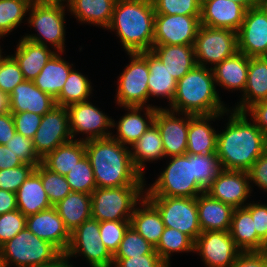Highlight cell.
Listing matches in <instances>:
<instances>
[{"label":"cell","mask_w":267,"mask_h":267,"mask_svg":"<svg viewBox=\"0 0 267 267\" xmlns=\"http://www.w3.org/2000/svg\"><path fill=\"white\" fill-rule=\"evenodd\" d=\"M195 181L206 191L222 170L217 154L194 155Z\"/></svg>","instance_id":"ee69618b"},{"label":"cell","mask_w":267,"mask_h":267,"mask_svg":"<svg viewBox=\"0 0 267 267\" xmlns=\"http://www.w3.org/2000/svg\"><path fill=\"white\" fill-rule=\"evenodd\" d=\"M66 258L81 257L89 267H113V255L101 240L100 222L92 217L70 233Z\"/></svg>","instance_id":"30bf717a"},{"label":"cell","mask_w":267,"mask_h":267,"mask_svg":"<svg viewBox=\"0 0 267 267\" xmlns=\"http://www.w3.org/2000/svg\"><path fill=\"white\" fill-rule=\"evenodd\" d=\"M5 267H32L55 261L62 253L27 227L0 247Z\"/></svg>","instance_id":"ba28073f"},{"label":"cell","mask_w":267,"mask_h":267,"mask_svg":"<svg viewBox=\"0 0 267 267\" xmlns=\"http://www.w3.org/2000/svg\"><path fill=\"white\" fill-rule=\"evenodd\" d=\"M68 7L63 4L32 2L26 19L28 27L37 33H26L22 38L36 44L53 48L55 52L66 50V20L65 11Z\"/></svg>","instance_id":"5b68a950"},{"label":"cell","mask_w":267,"mask_h":267,"mask_svg":"<svg viewBox=\"0 0 267 267\" xmlns=\"http://www.w3.org/2000/svg\"><path fill=\"white\" fill-rule=\"evenodd\" d=\"M155 11L152 0H117L106 30L114 32L125 53L153 48Z\"/></svg>","instance_id":"3957f363"},{"label":"cell","mask_w":267,"mask_h":267,"mask_svg":"<svg viewBox=\"0 0 267 267\" xmlns=\"http://www.w3.org/2000/svg\"><path fill=\"white\" fill-rule=\"evenodd\" d=\"M267 250L241 252L230 267H266Z\"/></svg>","instance_id":"6f0895ef"},{"label":"cell","mask_w":267,"mask_h":267,"mask_svg":"<svg viewBox=\"0 0 267 267\" xmlns=\"http://www.w3.org/2000/svg\"><path fill=\"white\" fill-rule=\"evenodd\" d=\"M54 207L71 233L85 220L91 218V194L71 191Z\"/></svg>","instance_id":"d590c367"},{"label":"cell","mask_w":267,"mask_h":267,"mask_svg":"<svg viewBox=\"0 0 267 267\" xmlns=\"http://www.w3.org/2000/svg\"><path fill=\"white\" fill-rule=\"evenodd\" d=\"M237 41L238 52L248 57L267 55V13L259 4L246 11Z\"/></svg>","instance_id":"ac0fdd59"},{"label":"cell","mask_w":267,"mask_h":267,"mask_svg":"<svg viewBox=\"0 0 267 267\" xmlns=\"http://www.w3.org/2000/svg\"><path fill=\"white\" fill-rule=\"evenodd\" d=\"M62 52H56L42 68L39 75L33 80L34 84L46 94L56 99L69 73L73 67V63H69L62 57Z\"/></svg>","instance_id":"e575fe53"},{"label":"cell","mask_w":267,"mask_h":267,"mask_svg":"<svg viewBox=\"0 0 267 267\" xmlns=\"http://www.w3.org/2000/svg\"><path fill=\"white\" fill-rule=\"evenodd\" d=\"M85 155V142L71 140L55 148L42 159V164L50 171L65 176Z\"/></svg>","instance_id":"74e56055"},{"label":"cell","mask_w":267,"mask_h":267,"mask_svg":"<svg viewBox=\"0 0 267 267\" xmlns=\"http://www.w3.org/2000/svg\"><path fill=\"white\" fill-rule=\"evenodd\" d=\"M258 4L263 8V10L267 13V0H258Z\"/></svg>","instance_id":"a7ac6f4b"},{"label":"cell","mask_w":267,"mask_h":267,"mask_svg":"<svg viewBox=\"0 0 267 267\" xmlns=\"http://www.w3.org/2000/svg\"><path fill=\"white\" fill-rule=\"evenodd\" d=\"M117 0H72L68 5V12L80 24H93V26L106 29L112 19Z\"/></svg>","instance_id":"d6a6232c"},{"label":"cell","mask_w":267,"mask_h":267,"mask_svg":"<svg viewBox=\"0 0 267 267\" xmlns=\"http://www.w3.org/2000/svg\"><path fill=\"white\" fill-rule=\"evenodd\" d=\"M26 218L18 209L0 215V247L26 227Z\"/></svg>","instance_id":"816d5d0a"},{"label":"cell","mask_w":267,"mask_h":267,"mask_svg":"<svg viewBox=\"0 0 267 267\" xmlns=\"http://www.w3.org/2000/svg\"><path fill=\"white\" fill-rule=\"evenodd\" d=\"M224 115L228 117L225 129L217 135L216 154L221 168L248 172L267 150V136L245 112L230 108Z\"/></svg>","instance_id":"6da1fadb"},{"label":"cell","mask_w":267,"mask_h":267,"mask_svg":"<svg viewBox=\"0 0 267 267\" xmlns=\"http://www.w3.org/2000/svg\"><path fill=\"white\" fill-rule=\"evenodd\" d=\"M145 254H158L155 247L129 226L113 258H130Z\"/></svg>","instance_id":"7bdbcfd3"},{"label":"cell","mask_w":267,"mask_h":267,"mask_svg":"<svg viewBox=\"0 0 267 267\" xmlns=\"http://www.w3.org/2000/svg\"><path fill=\"white\" fill-rule=\"evenodd\" d=\"M150 51L177 81L197 65L194 45H153Z\"/></svg>","instance_id":"f1b7e54d"},{"label":"cell","mask_w":267,"mask_h":267,"mask_svg":"<svg viewBox=\"0 0 267 267\" xmlns=\"http://www.w3.org/2000/svg\"><path fill=\"white\" fill-rule=\"evenodd\" d=\"M72 0H47V3L68 5Z\"/></svg>","instance_id":"003e7915"},{"label":"cell","mask_w":267,"mask_h":267,"mask_svg":"<svg viewBox=\"0 0 267 267\" xmlns=\"http://www.w3.org/2000/svg\"><path fill=\"white\" fill-rule=\"evenodd\" d=\"M73 265L74 264L72 261H69L64 254H61L55 261L51 263L44 264V265H36L32 267H77Z\"/></svg>","instance_id":"be15d7a7"},{"label":"cell","mask_w":267,"mask_h":267,"mask_svg":"<svg viewBox=\"0 0 267 267\" xmlns=\"http://www.w3.org/2000/svg\"><path fill=\"white\" fill-rule=\"evenodd\" d=\"M262 100H267V57H249L246 86L239 102L232 106V110L244 112Z\"/></svg>","instance_id":"d4e9b609"},{"label":"cell","mask_w":267,"mask_h":267,"mask_svg":"<svg viewBox=\"0 0 267 267\" xmlns=\"http://www.w3.org/2000/svg\"><path fill=\"white\" fill-rule=\"evenodd\" d=\"M11 56L18 63L24 80L33 81L56 53L52 48L28 41L21 37Z\"/></svg>","instance_id":"4316f807"},{"label":"cell","mask_w":267,"mask_h":267,"mask_svg":"<svg viewBox=\"0 0 267 267\" xmlns=\"http://www.w3.org/2000/svg\"><path fill=\"white\" fill-rule=\"evenodd\" d=\"M16 198L18 210L26 217L52 207L40 178V164L20 186Z\"/></svg>","instance_id":"f546056e"},{"label":"cell","mask_w":267,"mask_h":267,"mask_svg":"<svg viewBox=\"0 0 267 267\" xmlns=\"http://www.w3.org/2000/svg\"><path fill=\"white\" fill-rule=\"evenodd\" d=\"M149 68V101L151 98L167 99L168 107L176 94L177 80L172 77L165 65L151 52L148 51Z\"/></svg>","instance_id":"8d00e7d4"},{"label":"cell","mask_w":267,"mask_h":267,"mask_svg":"<svg viewBox=\"0 0 267 267\" xmlns=\"http://www.w3.org/2000/svg\"><path fill=\"white\" fill-rule=\"evenodd\" d=\"M120 108H124L127 112L118 121L112 119V131L115 128L117 132L112 133L111 136L122 145L131 147L154 123L157 108H162V105Z\"/></svg>","instance_id":"ffe728a7"},{"label":"cell","mask_w":267,"mask_h":267,"mask_svg":"<svg viewBox=\"0 0 267 267\" xmlns=\"http://www.w3.org/2000/svg\"><path fill=\"white\" fill-rule=\"evenodd\" d=\"M10 112V97L0 90V114Z\"/></svg>","instance_id":"e7e4bbea"},{"label":"cell","mask_w":267,"mask_h":267,"mask_svg":"<svg viewBox=\"0 0 267 267\" xmlns=\"http://www.w3.org/2000/svg\"><path fill=\"white\" fill-rule=\"evenodd\" d=\"M232 1L244 6L247 10L249 8H252L258 5V0H232Z\"/></svg>","instance_id":"03108f58"},{"label":"cell","mask_w":267,"mask_h":267,"mask_svg":"<svg viewBox=\"0 0 267 267\" xmlns=\"http://www.w3.org/2000/svg\"><path fill=\"white\" fill-rule=\"evenodd\" d=\"M32 140L35 152L41 160L58 146L73 140L67 108L56 105L45 113Z\"/></svg>","instance_id":"5bb4252c"},{"label":"cell","mask_w":267,"mask_h":267,"mask_svg":"<svg viewBox=\"0 0 267 267\" xmlns=\"http://www.w3.org/2000/svg\"><path fill=\"white\" fill-rule=\"evenodd\" d=\"M205 192L233 208L245 207L252 194L249 173L222 169Z\"/></svg>","instance_id":"d6986e66"},{"label":"cell","mask_w":267,"mask_h":267,"mask_svg":"<svg viewBox=\"0 0 267 267\" xmlns=\"http://www.w3.org/2000/svg\"><path fill=\"white\" fill-rule=\"evenodd\" d=\"M155 14L201 16L202 0H152Z\"/></svg>","instance_id":"bcb514c9"},{"label":"cell","mask_w":267,"mask_h":267,"mask_svg":"<svg viewBox=\"0 0 267 267\" xmlns=\"http://www.w3.org/2000/svg\"><path fill=\"white\" fill-rule=\"evenodd\" d=\"M201 231H229L234 208L206 192L196 197Z\"/></svg>","instance_id":"484cf974"},{"label":"cell","mask_w":267,"mask_h":267,"mask_svg":"<svg viewBox=\"0 0 267 267\" xmlns=\"http://www.w3.org/2000/svg\"><path fill=\"white\" fill-rule=\"evenodd\" d=\"M241 252L229 231L202 232L194 244L205 267H230Z\"/></svg>","instance_id":"9a60e30c"},{"label":"cell","mask_w":267,"mask_h":267,"mask_svg":"<svg viewBox=\"0 0 267 267\" xmlns=\"http://www.w3.org/2000/svg\"><path fill=\"white\" fill-rule=\"evenodd\" d=\"M31 2H41V1H43V2H47V0H30Z\"/></svg>","instance_id":"2644e50d"},{"label":"cell","mask_w":267,"mask_h":267,"mask_svg":"<svg viewBox=\"0 0 267 267\" xmlns=\"http://www.w3.org/2000/svg\"><path fill=\"white\" fill-rule=\"evenodd\" d=\"M247 9L232 0H202L200 24L238 31Z\"/></svg>","instance_id":"7402d4cb"},{"label":"cell","mask_w":267,"mask_h":267,"mask_svg":"<svg viewBox=\"0 0 267 267\" xmlns=\"http://www.w3.org/2000/svg\"><path fill=\"white\" fill-rule=\"evenodd\" d=\"M191 116L192 114L175 112L164 106L157 108L154 124L159 129L166 158L186 154Z\"/></svg>","instance_id":"e0dca14e"},{"label":"cell","mask_w":267,"mask_h":267,"mask_svg":"<svg viewBox=\"0 0 267 267\" xmlns=\"http://www.w3.org/2000/svg\"><path fill=\"white\" fill-rule=\"evenodd\" d=\"M23 162L6 145H0V170L22 165Z\"/></svg>","instance_id":"94428289"},{"label":"cell","mask_w":267,"mask_h":267,"mask_svg":"<svg viewBox=\"0 0 267 267\" xmlns=\"http://www.w3.org/2000/svg\"><path fill=\"white\" fill-rule=\"evenodd\" d=\"M18 209L16 193L0 189V215Z\"/></svg>","instance_id":"6125c7cd"},{"label":"cell","mask_w":267,"mask_h":267,"mask_svg":"<svg viewBox=\"0 0 267 267\" xmlns=\"http://www.w3.org/2000/svg\"><path fill=\"white\" fill-rule=\"evenodd\" d=\"M159 211L165 227L188 235L194 242L202 233L196 198L145 196Z\"/></svg>","instance_id":"7c38bea8"},{"label":"cell","mask_w":267,"mask_h":267,"mask_svg":"<svg viewBox=\"0 0 267 267\" xmlns=\"http://www.w3.org/2000/svg\"><path fill=\"white\" fill-rule=\"evenodd\" d=\"M26 227L37 237L50 242L62 254L70 243V232L54 206L27 216Z\"/></svg>","instance_id":"44dd1931"},{"label":"cell","mask_w":267,"mask_h":267,"mask_svg":"<svg viewBox=\"0 0 267 267\" xmlns=\"http://www.w3.org/2000/svg\"><path fill=\"white\" fill-rule=\"evenodd\" d=\"M35 168V165L23 163L14 168L0 170V189L16 193Z\"/></svg>","instance_id":"681fc988"},{"label":"cell","mask_w":267,"mask_h":267,"mask_svg":"<svg viewBox=\"0 0 267 267\" xmlns=\"http://www.w3.org/2000/svg\"><path fill=\"white\" fill-rule=\"evenodd\" d=\"M0 267H5L4 263H3L1 252H0Z\"/></svg>","instance_id":"89a4df30"},{"label":"cell","mask_w":267,"mask_h":267,"mask_svg":"<svg viewBox=\"0 0 267 267\" xmlns=\"http://www.w3.org/2000/svg\"><path fill=\"white\" fill-rule=\"evenodd\" d=\"M244 112L267 136V100L254 103Z\"/></svg>","instance_id":"680465c9"},{"label":"cell","mask_w":267,"mask_h":267,"mask_svg":"<svg viewBox=\"0 0 267 267\" xmlns=\"http://www.w3.org/2000/svg\"><path fill=\"white\" fill-rule=\"evenodd\" d=\"M130 62L117 77L115 103L119 107L154 106L149 103L148 51L127 53ZM149 103V104H148Z\"/></svg>","instance_id":"9c48e42d"},{"label":"cell","mask_w":267,"mask_h":267,"mask_svg":"<svg viewBox=\"0 0 267 267\" xmlns=\"http://www.w3.org/2000/svg\"><path fill=\"white\" fill-rule=\"evenodd\" d=\"M16 133L12 113L0 114V145H5Z\"/></svg>","instance_id":"91938a15"},{"label":"cell","mask_w":267,"mask_h":267,"mask_svg":"<svg viewBox=\"0 0 267 267\" xmlns=\"http://www.w3.org/2000/svg\"><path fill=\"white\" fill-rule=\"evenodd\" d=\"M24 164L37 166L42 163L33 146V140L20 133H15L5 144Z\"/></svg>","instance_id":"f907efd6"},{"label":"cell","mask_w":267,"mask_h":267,"mask_svg":"<svg viewBox=\"0 0 267 267\" xmlns=\"http://www.w3.org/2000/svg\"><path fill=\"white\" fill-rule=\"evenodd\" d=\"M248 173L251 191L255 184L260 190L267 192V150L254 162Z\"/></svg>","instance_id":"9f6ffc18"},{"label":"cell","mask_w":267,"mask_h":267,"mask_svg":"<svg viewBox=\"0 0 267 267\" xmlns=\"http://www.w3.org/2000/svg\"><path fill=\"white\" fill-rule=\"evenodd\" d=\"M10 97V112H31L43 116L57 104L55 99L41 91L33 81L24 80L18 84Z\"/></svg>","instance_id":"cb8c5ba5"},{"label":"cell","mask_w":267,"mask_h":267,"mask_svg":"<svg viewBox=\"0 0 267 267\" xmlns=\"http://www.w3.org/2000/svg\"><path fill=\"white\" fill-rule=\"evenodd\" d=\"M24 81L22 71L9 54L0 55V90L2 92L11 94L13 89Z\"/></svg>","instance_id":"7dc6e473"},{"label":"cell","mask_w":267,"mask_h":267,"mask_svg":"<svg viewBox=\"0 0 267 267\" xmlns=\"http://www.w3.org/2000/svg\"><path fill=\"white\" fill-rule=\"evenodd\" d=\"M93 88L91 79L73 67L64 83L63 89L55 99L56 104L67 107L74 103L90 100L93 96L91 95L93 94Z\"/></svg>","instance_id":"f35d334b"},{"label":"cell","mask_w":267,"mask_h":267,"mask_svg":"<svg viewBox=\"0 0 267 267\" xmlns=\"http://www.w3.org/2000/svg\"><path fill=\"white\" fill-rule=\"evenodd\" d=\"M167 160L155 182L146 184L145 196L196 198L205 192L195 181L194 155L186 153Z\"/></svg>","instance_id":"8992f818"},{"label":"cell","mask_w":267,"mask_h":267,"mask_svg":"<svg viewBox=\"0 0 267 267\" xmlns=\"http://www.w3.org/2000/svg\"><path fill=\"white\" fill-rule=\"evenodd\" d=\"M245 208L251 213L257 236L267 245V204L252 200Z\"/></svg>","instance_id":"11a10c76"},{"label":"cell","mask_w":267,"mask_h":267,"mask_svg":"<svg viewBox=\"0 0 267 267\" xmlns=\"http://www.w3.org/2000/svg\"><path fill=\"white\" fill-rule=\"evenodd\" d=\"M229 232L242 252L267 250V245L257 236L251 213L245 207L234 208Z\"/></svg>","instance_id":"836d02e7"},{"label":"cell","mask_w":267,"mask_h":267,"mask_svg":"<svg viewBox=\"0 0 267 267\" xmlns=\"http://www.w3.org/2000/svg\"><path fill=\"white\" fill-rule=\"evenodd\" d=\"M224 116V113L192 115L189 120L186 153L191 155L216 154L218 131L211 124L220 118L224 119Z\"/></svg>","instance_id":"603a6c76"},{"label":"cell","mask_w":267,"mask_h":267,"mask_svg":"<svg viewBox=\"0 0 267 267\" xmlns=\"http://www.w3.org/2000/svg\"><path fill=\"white\" fill-rule=\"evenodd\" d=\"M1 40V39H0ZM1 42V41H0ZM3 48H1V45H0V55L1 54H4V52H2Z\"/></svg>","instance_id":"8c879c8a"},{"label":"cell","mask_w":267,"mask_h":267,"mask_svg":"<svg viewBox=\"0 0 267 267\" xmlns=\"http://www.w3.org/2000/svg\"><path fill=\"white\" fill-rule=\"evenodd\" d=\"M40 178L52 206L71 192L65 176L50 171L42 163H40Z\"/></svg>","instance_id":"f6af8a7d"},{"label":"cell","mask_w":267,"mask_h":267,"mask_svg":"<svg viewBox=\"0 0 267 267\" xmlns=\"http://www.w3.org/2000/svg\"><path fill=\"white\" fill-rule=\"evenodd\" d=\"M194 52L197 65L212 69L238 52L237 32L200 25Z\"/></svg>","instance_id":"8fae6325"},{"label":"cell","mask_w":267,"mask_h":267,"mask_svg":"<svg viewBox=\"0 0 267 267\" xmlns=\"http://www.w3.org/2000/svg\"><path fill=\"white\" fill-rule=\"evenodd\" d=\"M97 187L146 186L133 165L130 149L112 136L85 141Z\"/></svg>","instance_id":"7a4b0ae2"},{"label":"cell","mask_w":267,"mask_h":267,"mask_svg":"<svg viewBox=\"0 0 267 267\" xmlns=\"http://www.w3.org/2000/svg\"><path fill=\"white\" fill-rule=\"evenodd\" d=\"M69 114V128L73 140L88 141L106 138L113 133L112 116L109 117L102 109L90 100L74 103L66 107ZM102 110V111H101ZM85 137H78V135ZM77 135V137H76Z\"/></svg>","instance_id":"4fadbf2b"},{"label":"cell","mask_w":267,"mask_h":267,"mask_svg":"<svg viewBox=\"0 0 267 267\" xmlns=\"http://www.w3.org/2000/svg\"><path fill=\"white\" fill-rule=\"evenodd\" d=\"M145 186L97 187L91 193V217L102 221H130Z\"/></svg>","instance_id":"52a82bcc"},{"label":"cell","mask_w":267,"mask_h":267,"mask_svg":"<svg viewBox=\"0 0 267 267\" xmlns=\"http://www.w3.org/2000/svg\"><path fill=\"white\" fill-rule=\"evenodd\" d=\"M194 244L195 242L188 235L165 227L155 251L171 267L170 260L173 253H194Z\"/></svg>","instance_id":"ab89813d"},{"label":"cell","mask_w":267,"mask_h":267,"mask_svg":"<svg viewBox=\"0 0 267 267\" xmlns=\"http://www.w3.org/2000/svg\"><path fill=\"white\" fill-rule=\"evenodd\" d=\"M129 149L134 167L144 178L147 163L166 160L161 135L154 123Z\"/></svg>","instance_id":"1f68e13d"},{"label":"cell","mask_w":267,"mask_h":267,"mask_svg":"<svg viewBox=\"0 0 267 267\" xmlns=\"http://www.w3.org/2000/svg\"><path fill=\"white\" fill-rule=\"evenodd\" d=\"M130 226L154 247L157 246L165 228L158 209L145 196L138 206L136 205Z\"/></svg>","instance_id":"4dcf8cb0"},{"label":"cell","mask_w":267,"mask_h":267,"mask_svg":"<svg viewBox=\"0 0 267 267\" xmlns=\"http://www.w3.org/2000/svg\"><path fill=\"white\" fill-rule=\"evenodd\" d=\"M200 16L155 14L153 45H194Z\"/></svg>","instance_id":"2e32d148"},{"label":"cell","mask_w":267,"mask_h":267,"mask_svg":"<svg viewBox=\"0 0 267 267\" xmlns=\"http://www.w3.org/2000/svg\"><path fill=\"white\" fill-rule=\"evenodd\" d=\"M249 57L244 53L237 52L217 64L212 71L216 85L222 90L244 92L248 76Z\"/></svg>","instance_id":"83f0119b"},{"label":"cell","mask_w":267,"mask_h":267,"mask_svg":"<svg viewBox=\"0 0 267 267\" xmlns=\"http://www.w3.org/2000/svg\"><path fill=\"white\" fill-rule=\"evenodd\" d=\"M17 133L33 139L42 121V116L31 112L12 113Z\"/></svg>","instance_id":"f5cc1de1"},{"label":"cell","mask_w":267,"mask_h":267,"mask_svg":"<svg viewBox=\"0 0 267 267\" xmlns=\"http://www.w3.org/2000/svg\"><path fill=\"white\" fill-rule=\"evenodd\" d=\"M113 267H170L159 254L113 258Z\"/></svg>","instance_id":"db71d44e"},{"label":"cell","mask_w":267,"mask_h":267,"mask_svg":"<svg viewBox=\"0 0 267 267\" xmlns=\"http://www.w3.org/2000/svg\"><path fill=\"white\" fill-rule=\"evenodd\" d=\"M219 95L212 69L196 65L177 81L176 94L166 108L192 115L225 113L232 107Z\"/></svg>","instance_id":"277c9868"},{"label":"cell","mask_w":267,"mask_h":267,"mask_svg":"<svg viewBox=\"0 0 267 267\" xmlns=\"http://www.w3.org/2000/svg\"><path fill=\"white\" fill-rule=\"evenodd\" d=\"M65 178L71 191L91 194L97 188L93 169L87 155L79 160L71 171L65 175Z\"/></svg>","instance_id":"b9f144b4"},{"label":"cell","mask_w":267,"mask_h":267,"mask_svg":"<svg viewBox=\"0 0 267 267\" xmlns=\"http://www.w3.org/2000/svg\"><path fill=\"white\" fill-rule=\"evenodd\" d=\"M129 226L130 221L100 222L101 240L112 255L118 250L120 242Z\"/></svg>","instance_id":"c3c4849f"},{"label":"cell","mask_w":267,"mask_h":267,"mask_svg":"<svg viewBox=\"0 0 267 267\" xmlns=\"http://www.w3.org/2000/svg\"><path fill=\"white\" fill-rule=\"evenodd\" d=\"M30 0H0V39L10 35L27 19ZM25 17V18H24Z\"/></svg>","instance_id":"60d3db41"}]
</instances>
